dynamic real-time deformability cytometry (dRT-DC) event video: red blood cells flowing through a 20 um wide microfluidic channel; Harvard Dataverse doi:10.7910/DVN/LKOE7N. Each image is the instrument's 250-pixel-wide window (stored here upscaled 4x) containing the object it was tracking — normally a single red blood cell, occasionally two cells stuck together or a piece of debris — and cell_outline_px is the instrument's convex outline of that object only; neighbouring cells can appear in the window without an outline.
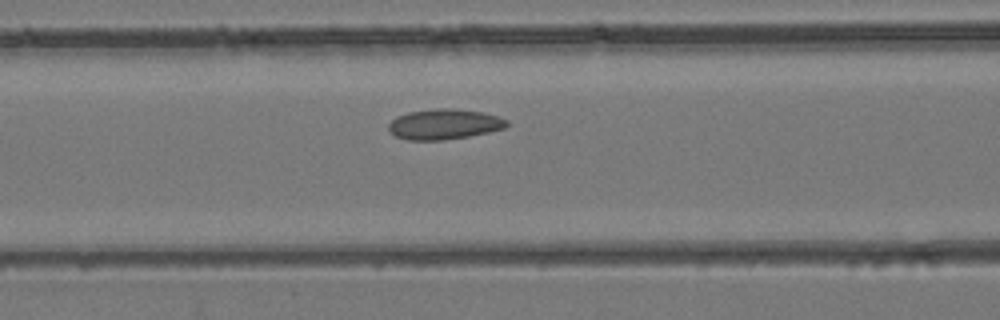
{"species": "common noctule bat (a hibernating species)", "species_latin": "Nyctalus noctula", "temperature_condition": "room temperature", "stored_images_in_passage": 17, "camera_frame_rate_fps": 3000, "um_per_image_px": 0.085, "animal": {"sex": "female", "body_mass_g": 24.6, "forearm_length_mm": 56.2}, "frame": {"image": 1, "passage_image": 5, "time_ms": 1.333, "image_size_px": [1000, 320], "cell_outline_px": [[508, 124], [504, 128], [488, 132], [468, 136], [444, 140], [408, 140], [396, 136], [388, 132], [388, 124], [396, 116], [408, 112], [436, 108], [452, 108], [484, 112], [500, 116], [508, 120]], "centroid_in_image_um": [37.75, 10.55], "position_along_channel_um": 128.9, "area_um2": 21.1}}
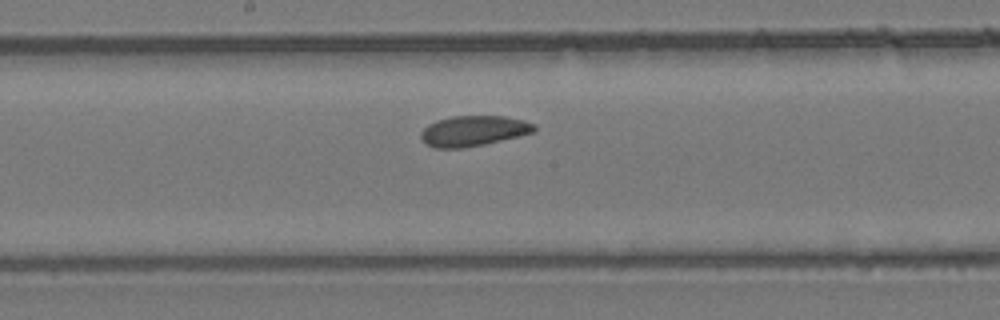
{"frame": {"image": 2, "passage_image": 10, "time_ms": 3.0, "image_size_px": [1000, 320], "cell_outline_px": [[536, 128], [532, 132], [520, 136], [484, 144], [460, 148], [436, 148], [424, 144], [420, 136], [420, 132], [428, 124], [436, 120], [452, 116], [504, 116], [524, 120], [536, 124]], "centroid_in_image_um": [40.22, 11.12], "position_along_channel_um": 208.0, "area_um2": 20.17}}
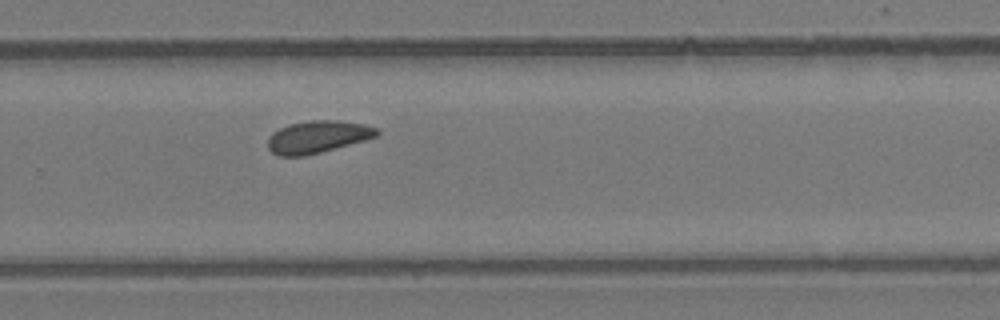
{"frame": {"image": 3, "passage_image": 16, "time_ms": 5.0, "image_size_px": [1000, 320], "cell_outline_px": [[380, 132], [376, 136], [364, 140], [320, 152], [304, 156], [280, 156], [272, 152], [268, 148], [268, 136], [272, 132], [288, 124], [308, 120], [336, 120], [364, 124], [376, 128]], "centroid_in_image_um": [26.95, 11.62], "position_along_channel_um": 302.8, "area_um2": 20.4}}